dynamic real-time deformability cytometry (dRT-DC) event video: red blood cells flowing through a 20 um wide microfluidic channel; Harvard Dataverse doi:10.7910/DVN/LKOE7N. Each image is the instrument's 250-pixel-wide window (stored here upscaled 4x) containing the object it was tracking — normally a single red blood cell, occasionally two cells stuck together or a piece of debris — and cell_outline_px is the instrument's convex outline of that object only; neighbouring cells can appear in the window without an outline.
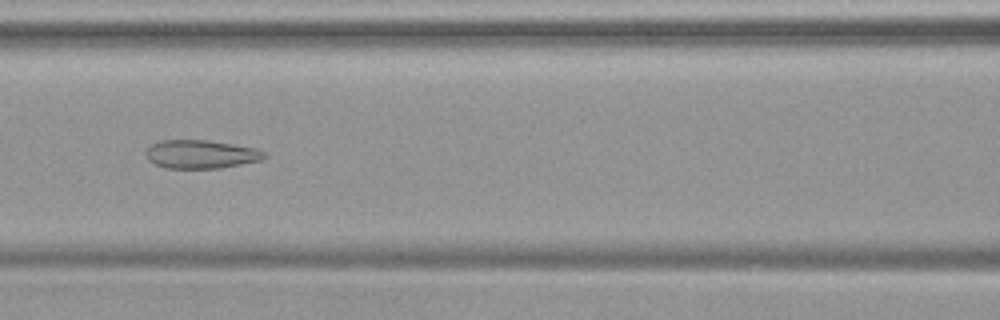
{"species": "common noctule bat (a hibernating species)", "species_latin": "Nyctalus noctula", "temperature_condition": "warm", "stored_images_in_passage": 54, "camera_frame_rate_fps": 3000, "um_per_image_px": 0.085, "animal": {"sex": "female", "body_mass_g": 19.9}, "frame": {"image": 1, "passage_image": 24, "time_ms": 7.667, "image_size_px": [1000, 320], "cell_outline_px": [[268, 156], [260, 160], [220, 168], [164, 168], [148, 160], [148, 148], [152, 144], [160, 140], [208, 140], [256, 148], [264, 152]], "centroid_in_image_um": [17.09, 13.11], "position_along_channel_um": 149.5, "area_um2": 19.42}}
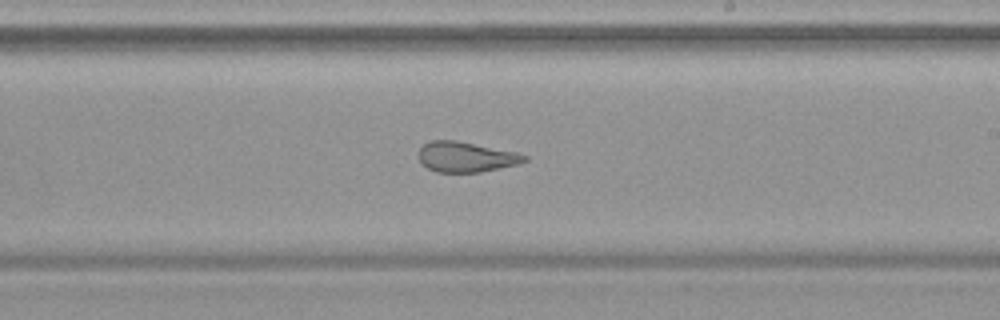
{"frame": {"image": 2, "passage_image": 32, "time_ms": 10.333, "image_size_px": [1000, 320], "cell_outline_px": [[528, 160], [520, 164], [480, 172], [436, 172], [420, 164], [416, 156], [416, 152], [424, 144], [432, 140], [456, 140], [516, 152], [528, 156]], "centroid_in_image_um": [39.57, 13.34], "position_along_channel_um": 249.4, "area_um2": 18.96}}
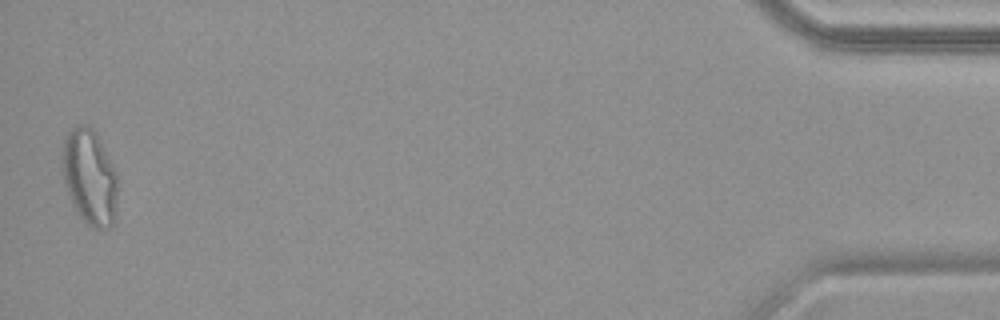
{"frame": {"image": 3, "passage_image": 53, "time_ms": 17.333, "image_size_px": [1000, 320], "cell_outline_px": [[116, 220], [112, 228], [92, 228], [80, 216], [72, 204], [64, 180], [64, 140], [68, 132], [76, 124], [88, 124], [96, 132], [116, 172]], "centroid_in_image_um": [7.65, 15.07], "position_along_channel_um": 427.6, "area_um2": 30.46}, "authors_computed_cell_mechanics": {"area_um2": 25.5476, "velocity_mm_per_s": 3.7606, "shape_relaxation_time_tau1_ms": null, "shape_relaxation_time_tau2_ms": 1.366, "deformation_change_tau1": null, "deformation_change_tau2": 0.1025}}